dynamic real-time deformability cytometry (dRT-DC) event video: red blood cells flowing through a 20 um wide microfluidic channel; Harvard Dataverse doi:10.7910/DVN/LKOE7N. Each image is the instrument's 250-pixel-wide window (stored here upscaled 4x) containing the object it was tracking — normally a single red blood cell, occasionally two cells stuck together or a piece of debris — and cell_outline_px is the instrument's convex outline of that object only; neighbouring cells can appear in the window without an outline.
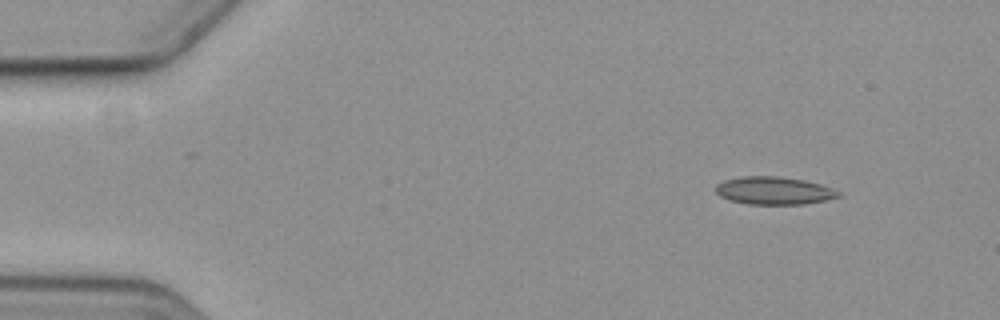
{"species": "common noctule bat (a hibernating species)", "species_latin": "Nyctalus noctula", "temperature_condition": "cold", "stored_images_in_passage": 5, "camera_frame_rate_fps": 3000, "um_per_image_px": 0.085, "animal": {"sex": "female", "body_mass_g": 19.3, "forearm_length_mm": 54.1}, "frame": {"image": 1, "passage_image": 1, "time_ms": 0.0, "image_size_px": [1000, 320], "cell_outline_px": [[840, 196], [824, 200], [804, 204], [748, 204], [728, 200], [720, 196], [716, 192], [716, 184], [724, 180], [740, 176], [776, 176], [804, 180], [820, 184], [832, 188], [840, 192]], "centroid_in_image_um": [65.75, 16.2], "position_along_channel_um": 19.3, "area_um2": 19.83}}
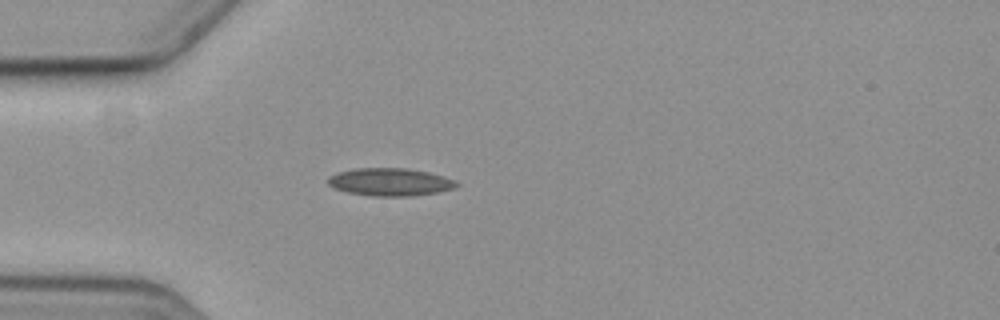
{"frame": {"image": 2, "passage_image": 3, "time_ms": 3.333, "image_size_px": [1000, 320], "cell_outline_px": [[460, 184], [456, 188], [436, 192], [408, 196], [372, 196], [348, 192], [332, 188], [328, 184], [328, 176], [336, 172], [352, 168], [408, 168], [428, 172], [452, 180]], "centroid_in_image_um": [33.08, 15.46], "position_along_channel_um": 51.9, "area_um2": 20.75}}